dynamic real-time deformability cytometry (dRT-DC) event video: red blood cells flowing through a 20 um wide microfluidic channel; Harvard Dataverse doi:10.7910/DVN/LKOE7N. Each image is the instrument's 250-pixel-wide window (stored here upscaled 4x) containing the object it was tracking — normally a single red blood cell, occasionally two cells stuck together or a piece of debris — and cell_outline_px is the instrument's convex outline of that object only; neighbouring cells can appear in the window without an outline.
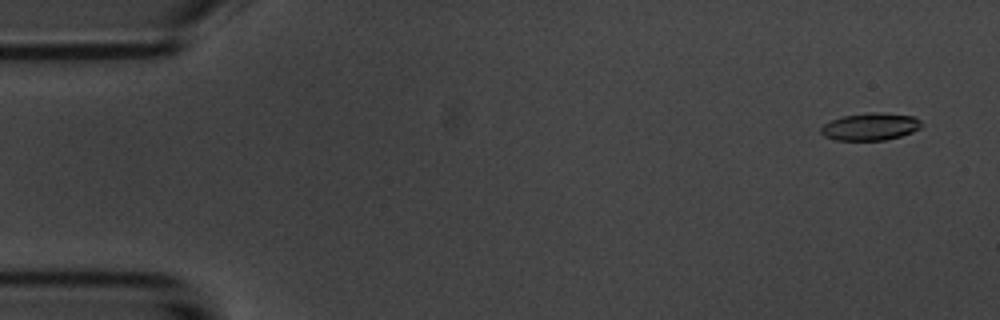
{"species": "common noctule bat (a hibernating species)", "species_latin": "Nyctalus noctula", "temperature_condition": "room temperature", "stored_images_in_passage": 7, "camera_frame_rate_fps": 3000, "um_per_image_px": 0.085, "animal": {"sex": "male", "body_mass_g": 20.1, "forearm_length_mm": 53.5}, "frame": {"image": 1, "passage_image": 1, "time_ms": 0.0, "image_size_px": [1000, 320], "cell_outline_px": [[920, 128], [912, 132], [900, 136], [884, 140], [836, 140], [824, 136], [820, 132], [820, 128], [824, 124], [832, 120], [844, 116], [872, 112], [880, 112], [912, 116], [920, 120]], "centroid_in_image_um": [73.96, 10.77], "position_along_channel_um": 11.0, "area_um2": 15.84}}
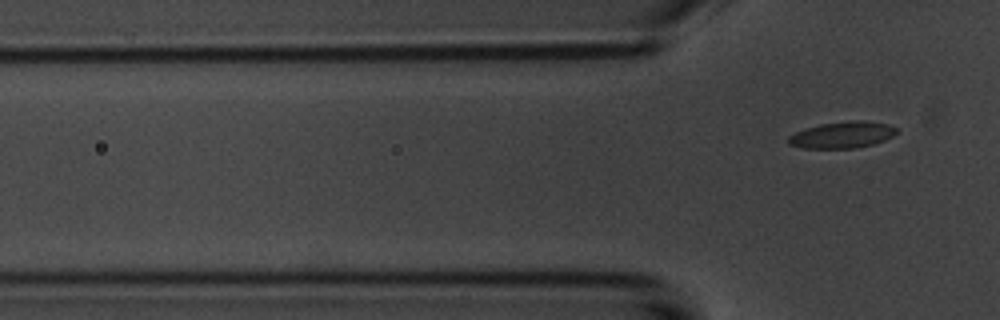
{"frame": {"image": 2, "passage_image": 7, "time_ms": 7.0, "image_size_px": [1000, 320], "cell_outline_px": [[896, 132], [892, 136], [884, 140], [872, 144], [856, 148], [804, 148], [788, 144], [788, 136], [804, 128], [820, 124], [852, 120], [864, 120], [888, 124], [896, 128]], "centroid_in_image_um": [71.57, 11.46], "position_along_channel_um": 54.2, "area_um2": 16.65}}